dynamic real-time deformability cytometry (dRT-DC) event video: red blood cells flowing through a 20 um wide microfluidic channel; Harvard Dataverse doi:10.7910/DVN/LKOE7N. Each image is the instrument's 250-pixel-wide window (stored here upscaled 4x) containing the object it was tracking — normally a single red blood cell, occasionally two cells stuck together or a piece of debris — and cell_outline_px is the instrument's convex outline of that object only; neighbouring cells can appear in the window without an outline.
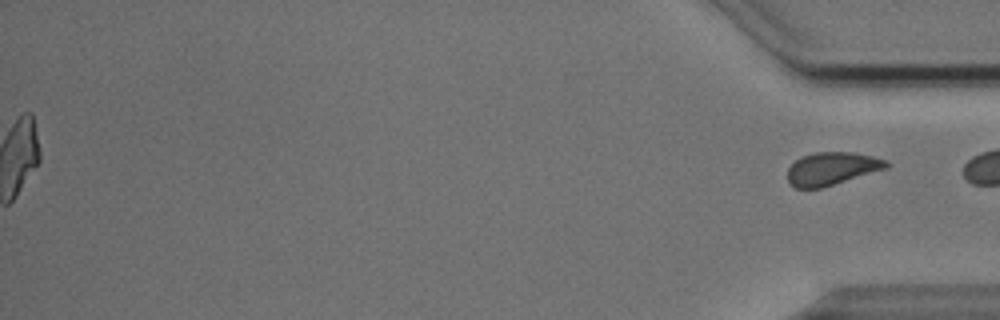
{"species": "Egyptian fruit bat (a non-hibernating species)", "species_latin": "Rousettus aegyptiacus", "temperature_condition": "cold", "stored_images_in_passage": 53, "segment_of_instrument_passage": [2, 2], "camera_frame_rate_fps": 3000, "um_per_image_px": 0.085, "animal": {"sex": "male"}, "frame": {"image": 1, "passage_image": 53, "time_ms": 17.333, "image_size_px": [1000, 320], "cell_outline_px": [[888, 168], [820, 188], [796, 188], [788, 180], [788, 168], [800, 156], [812, 152], [856, 152], [888, 160]], "centroid_in_image_um": [70.71, 14.31], "position_along_channel_um": 364.5, "area_um2": 18.9}}